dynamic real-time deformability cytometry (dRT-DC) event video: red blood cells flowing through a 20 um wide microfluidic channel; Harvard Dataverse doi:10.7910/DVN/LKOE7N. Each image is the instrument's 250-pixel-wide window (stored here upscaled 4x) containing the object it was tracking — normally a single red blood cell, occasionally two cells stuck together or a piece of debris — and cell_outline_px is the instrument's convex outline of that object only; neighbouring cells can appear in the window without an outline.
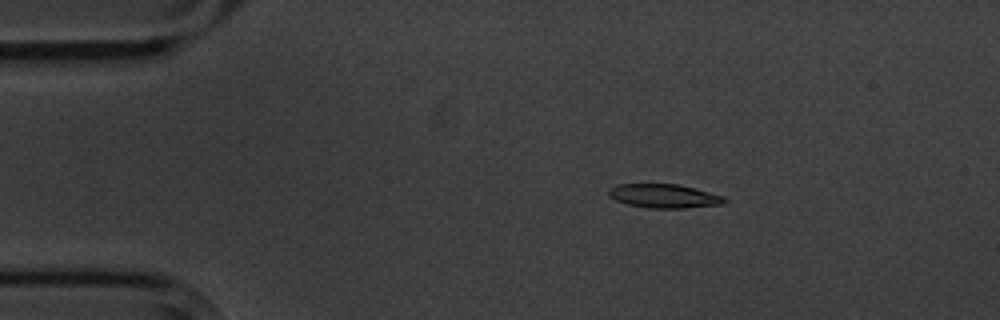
{"species": "common noctule bat (a hibernating species)", "species_latin": "Nyctalus noctula", "temperature_condition": "cold", "stored_images_in_passage": 9, "camera_frame_rate_fps": 3000, "um_per_image_px": 0.085, "animal": {"sex": "male", "body_mass_g": 20.1, "forearm_length_mm": 53.5}, "frame": {"image": 1, "passage_image": 1, "time_ms": 0.0, "image_size_px": [1000, 320], "cell_outline_px": [[728, 200], [724, 204], [684, 208], [648, 208], [628, 204], [616, 200], [608, 196], [608, 188], [616, 184], [676, 184], [724, 196]], "centroid_in_image_um": [56.42, 16.66], "position_along_channel_um": 28.6, "area_um2": 16.07}}
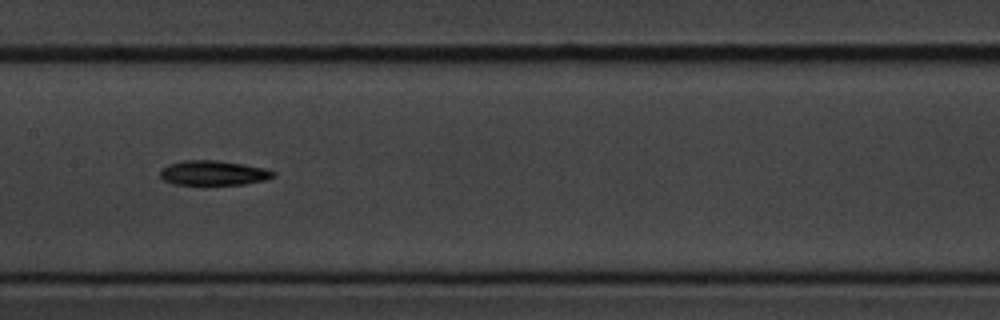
{"frame": {"image": 2, "passage_image": 6, "time_ms": 6.0, "image_size_px": [1000, 320], "cell_outline_px": [[276, 176], [264, 180], [244, 184], [204, 188], [172, 184], [164, 180], [160, 176], [160, 168], [168, 164], [184, 160], [216, 160], [244, 164], [268, 168], [276, 172]], "centroid_in_image_um": [18.12, 14.75], "position_along_channel_um": 189.3, "area_um2": 17.46}}
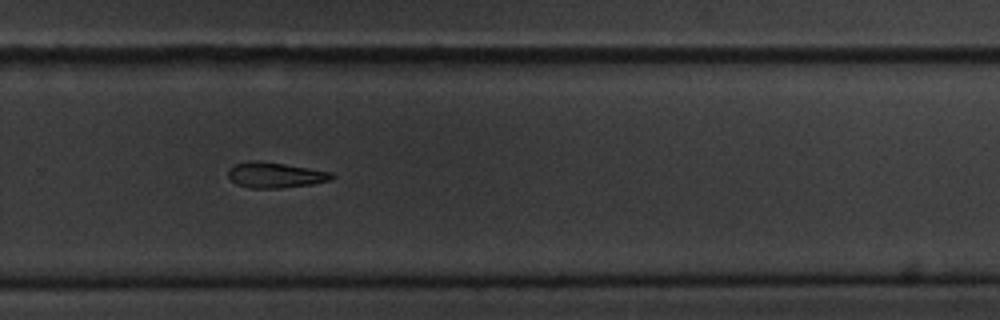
{"frame": {"image": 3, "passage_image": 9, "time_ms": 9.333, "image_size_px": [1000, 320], "cell_outline_px": [[336, 176], [332, 180], [312, 184], [280, 188], [248, 188], [236, 184], [228, 176], [228, 168], [236, 164], [248, 160], [260, 160], [332, 172]], "centroid_in_image_um": [23.39, 14.87], "position_along_channel_um": 306.4, "area_um2": 15.55}}